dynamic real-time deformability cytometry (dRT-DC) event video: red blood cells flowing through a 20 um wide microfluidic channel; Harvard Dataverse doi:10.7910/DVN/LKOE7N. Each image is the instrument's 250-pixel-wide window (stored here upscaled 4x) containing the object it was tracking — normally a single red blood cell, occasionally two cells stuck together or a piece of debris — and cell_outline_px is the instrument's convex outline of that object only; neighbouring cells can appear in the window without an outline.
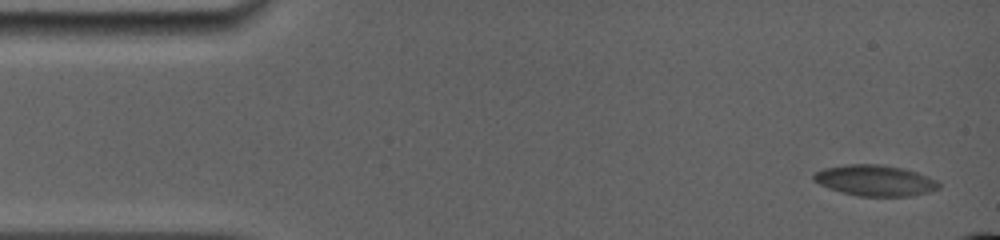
{"species": "common noctule bat (a hibernating species)", "species_latin": "Nyctalus noctula", "temperature_condition": "room temperature", "stored_images_in_passage": 5, "camera_frame_rate_fps": 5000, "um_per_image_px": 0.085, "animal": {"sex": "female", "body_mass_g": 19.0, "forearm_length_mm": 56.7}, "frame": {"image": 1, "passage_image": 1, "time_ms": 0.0, "image_size_px": [1000, 240], "cell_outline_px": [[940, 188], [928, 192], [908, 196], [856, 196], [840, 192], [828, 188], [812, 180], [812, 176], [816, 172], [824, 168], [848, 164], [880, 164], [904, 168], [928, 176], [936, 180], [940, 184]], "centroid_in_image_um": [74.36, 15.34], "position_along_channel_um": 10.6, "area_um2": 22.6}}